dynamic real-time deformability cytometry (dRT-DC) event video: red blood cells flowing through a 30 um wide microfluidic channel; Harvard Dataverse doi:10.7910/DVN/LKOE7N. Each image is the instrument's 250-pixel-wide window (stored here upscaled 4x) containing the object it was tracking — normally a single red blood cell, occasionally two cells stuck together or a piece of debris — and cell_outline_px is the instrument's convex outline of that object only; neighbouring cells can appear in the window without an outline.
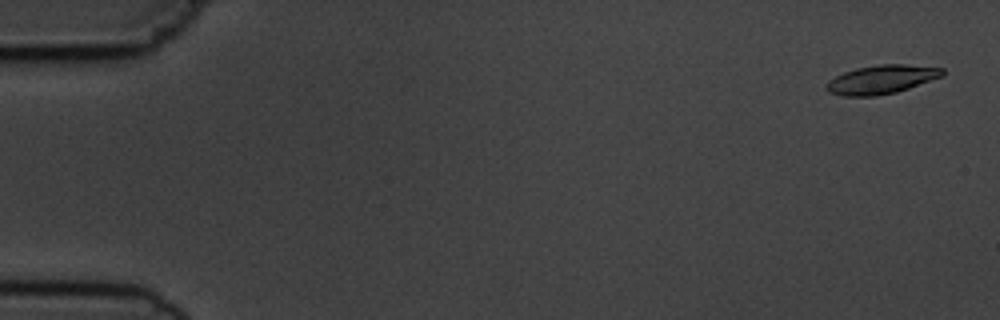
{"species": "common noctule bat (a hibernating species)", "species_latin": "Nyctalus noctula", "temperature_condition": "cold", "stored_images_in_passage": 5, "camera_frame_rate_fps": 3000, "um_per_image_px": 0.085, "animal": {"sex": "male", "body_mass_g": 19.5, "forearm_length_mm": 54.6}, "frame": {"image": 1, "passage_image": 1, "time_ms": 0.0, "image_size_px": [1000, 320], "cell_outline_px": [[944, 76], [896, 92], [876, 96], [844, 96], [828, 92], [824, 88], [828, 80], [844, 72], [856, 68], [880, 64], [904, 64], [944, 68]], "centroid_in_image_um": [74.91, 6.75], "position_along_channel_um": 10.1, "area_um2": 19.48}}
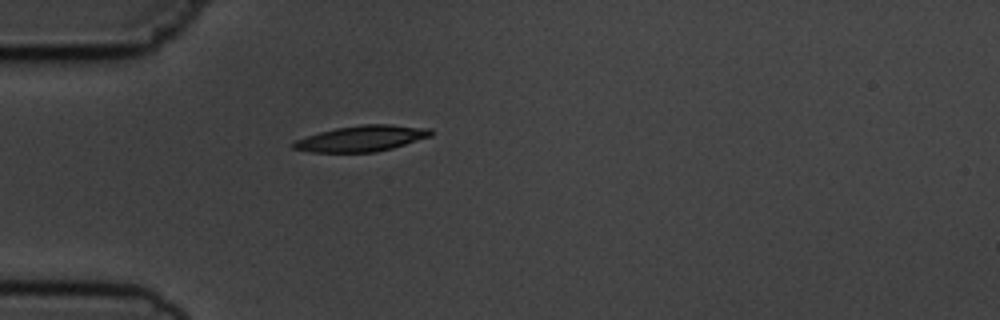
{"frame": {"image": 2, "passage_image": 5, "time_ms": 4.667, "image_size_px": [1000, 320], "cell_outline_px": [[432, 136], [392, 148], [376, 152], [312, 152], [292, 148], [292, 144], [296, 140], [320, 132], [336, 128], [364, 124], [392, 124], [432, 128]], "centroid_in_image_um": [30.79, 11.76], "position_along_channel_um": 54.2, "area_um2": 20.63}}